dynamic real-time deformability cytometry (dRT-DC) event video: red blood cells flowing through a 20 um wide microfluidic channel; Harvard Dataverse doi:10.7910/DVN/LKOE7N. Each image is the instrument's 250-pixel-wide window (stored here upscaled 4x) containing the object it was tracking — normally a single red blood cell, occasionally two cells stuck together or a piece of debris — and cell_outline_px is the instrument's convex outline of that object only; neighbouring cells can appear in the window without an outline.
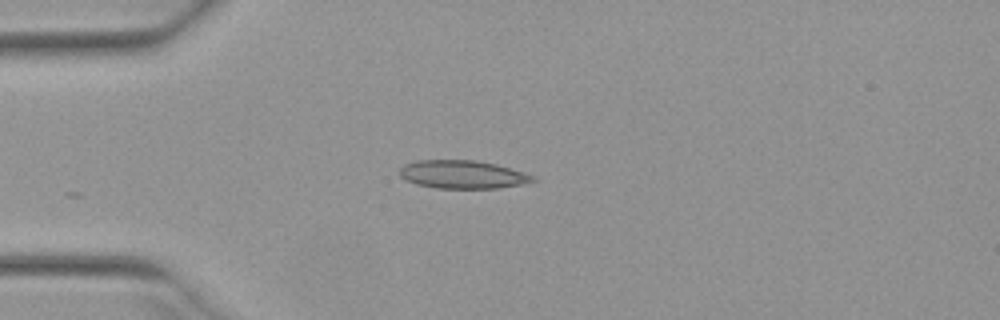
{"species": "Egyptian fruit bat (a non-hibernating species)", "species_latin": "Rousettus aegyptiacus", "temperature_condition": "warm", "stored_images_in_passage": 16, "camera_frame_rate_fps": 3000, "um_per_image_px": 0.085, "animal": {"sex": "female"}, "frame": {"image": 1, "passage_image": 1, "time_ms": 0.0, "image_size_px": [1000, 320], "cell_outline_px": [[536, 180], [524, 184], [500, 188], [436, 188], [416, 184], [404, 180], [400, 176], [400, 168], [404, 164], [416, 160], [476, 160], [496, 164], [524, 172], [536, 176]], "centroid_in_image_um": [39.33, 14.83], "position_along_channel_um": 45.7, "area_um2": 22.08}}
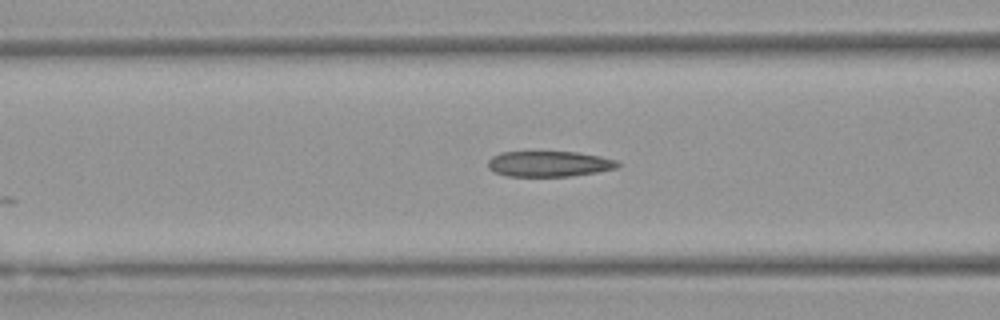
{"frame": {"image": 2, "passage_image": 8, "time_ms": 2.333, "image_size_px": [1000, 320], "cell_outline_px": [[620, 164], [616, 168], [596, 172], [572, 176], [508, 176], [496, 172], [488, 168], [488, 160], [492, 156], [500, 152], [576, 152], [600, 156], [616, 160]], "centroid_in_image_um": [46.66, 13.92], "position_along_channel_um": 119.9, "area_um2": 19.25}}
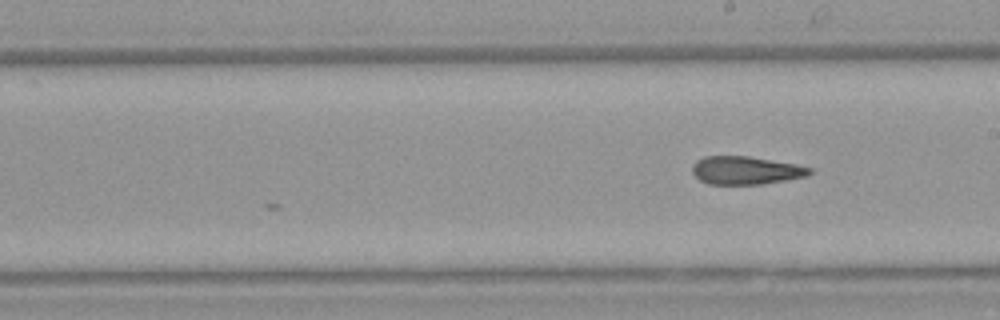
{"frame": {"image": 3, "passage_image": 16, "time_ms": 5.0, "image_size_px": [1000, 320], "cell_outline_px": [[812, 172], [808, 176], [764, 184], [708, 184], [700, 180], [692, 172], [692, 164], [696, 160], [704, 156], [748, 156], [796, 164], [812, 168]], "centroid_in_image_um": [63.39, 14.48], "position_along_channel_um": 225.6, "area_um2": 19.31}}